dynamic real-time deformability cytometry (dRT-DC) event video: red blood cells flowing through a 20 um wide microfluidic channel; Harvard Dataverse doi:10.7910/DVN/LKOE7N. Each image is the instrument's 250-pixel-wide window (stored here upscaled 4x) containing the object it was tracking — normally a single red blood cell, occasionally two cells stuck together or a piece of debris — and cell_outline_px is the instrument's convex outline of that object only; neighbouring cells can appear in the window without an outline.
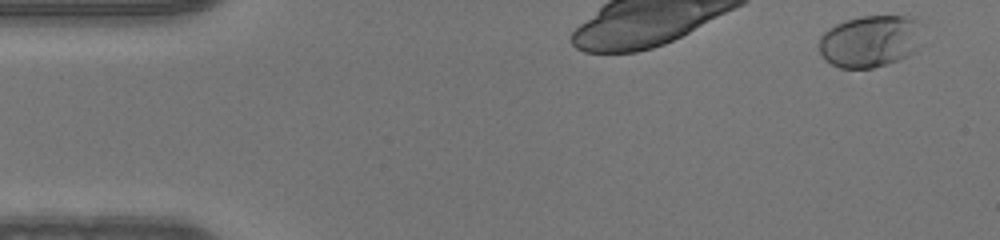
{"species": "human", "species_latin": "Homo sapiens", "temperature_condition": "warm", "stored_images_in_passage": 34, "camera_frame_rate_fps": 3000, "um_per_image_px": 0.085, "donor": {"sex": "male"}, "frame": {"image": 1, "passage_image": 2, "time_ms": 0.333, "image_size_px": [1000, 240], "cell_outline_px": [[920, 24], [916, 52], [908, 56], [872, 68], [840, 68], [824, 60], [816, 44], [820, 36], [828, 28], [836, 24], [848, 20], [864, 16], [916, 16], [920, 20]], "centroid_in_image_um": [73.92, 3.49], "position_along_channel_um": 11.1, "area_um2": 31.44}}